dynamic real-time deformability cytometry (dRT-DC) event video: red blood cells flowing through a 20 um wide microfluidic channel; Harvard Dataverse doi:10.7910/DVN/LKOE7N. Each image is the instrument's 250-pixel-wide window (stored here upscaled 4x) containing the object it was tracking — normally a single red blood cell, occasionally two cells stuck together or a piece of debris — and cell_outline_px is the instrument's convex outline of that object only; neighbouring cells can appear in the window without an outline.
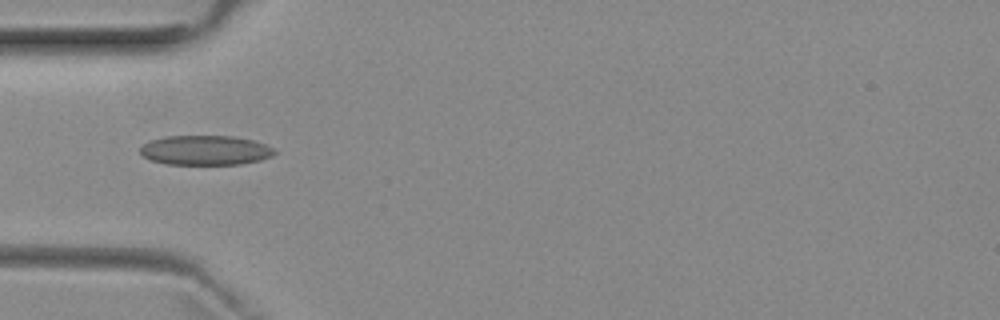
{"species": "common noctule bat (a hibernating species)", "species_latin": "Nyctalus noctula", "temperature_condition": "room temperature", "stored_images_in_passage": 5, "camera_frame_rate_fps": 3000, "um_per_image_px": 0.085, "animal": {"sex": "female", "body_mass_g": 29.2, "forearm_length_mm": 56.3}, "frame": {"image": 1, "passage_image": 5, "time_ms": 4.333, "image_size_px": [1000, 320], "cell_outline_px": [[276, 152], [272, 156], [260, 160], [240, 164], [164, 164], [148, 160], [140, 152], [140, 148], [148, 140], [164, 136], [232, 136], [252, 140], [264, 144], [272, 148]], "centroid_in_image_um": [17.4, 12.77], "position_along_channel_um": 67.6, "area_um2": 23.24}}